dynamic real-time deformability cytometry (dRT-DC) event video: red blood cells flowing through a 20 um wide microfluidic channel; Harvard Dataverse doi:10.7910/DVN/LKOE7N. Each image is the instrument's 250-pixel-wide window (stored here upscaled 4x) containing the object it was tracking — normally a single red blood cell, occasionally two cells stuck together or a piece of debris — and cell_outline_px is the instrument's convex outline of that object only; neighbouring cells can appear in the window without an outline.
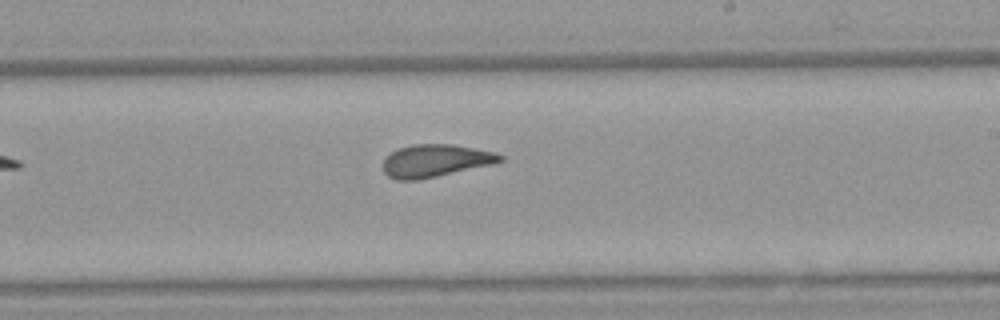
{"species": "Egyptian fruit bat (a non-hibernating species)", "species_latin": "Rousettus aegyptiacus", "temperature_condition": "warm", "stored_images_in_passage": 9, "camera_frame_rate_fps": 3000, "um_per_image_px": 0.085, "animal": {"sex": "female"}, "frame": {"image": 1, "passage_image": 9, "time_ms": 10.0, "image_size_px": [1000, 320], "cell_outline_px": [[504, 160], [496, 164], [416, 180], [396, 180], [388, 176], [384, 172], [384, 160], [396, 148], [412, 144], [452, 144], [496, 152], [504, 156]], "centroid_in_image_um": [37.05, 13.65], "position_along_channel_um": 252.0, "area_um2": 22.31}}